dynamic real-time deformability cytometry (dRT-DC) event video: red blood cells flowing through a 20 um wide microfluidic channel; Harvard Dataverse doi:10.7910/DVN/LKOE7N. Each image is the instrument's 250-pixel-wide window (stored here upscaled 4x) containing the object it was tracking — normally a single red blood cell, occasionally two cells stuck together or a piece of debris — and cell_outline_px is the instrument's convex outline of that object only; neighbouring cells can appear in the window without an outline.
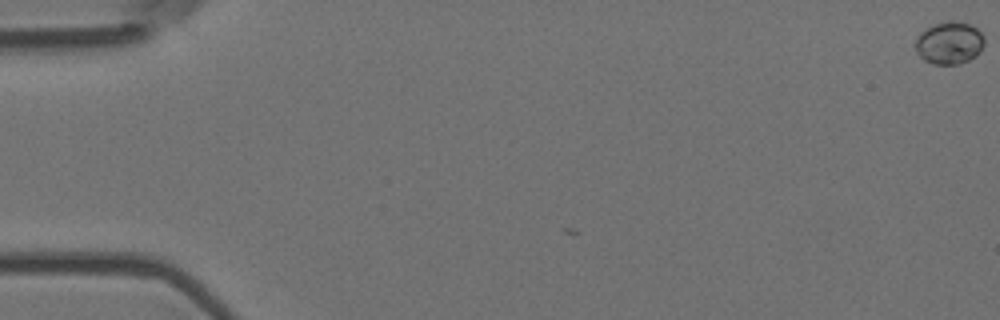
{"species": "Egyptian fruit bat (a non-hibernating species)", "species_latin": "Rousettus aegyptiacus", "temperature_condition": "room temperature", "stored_images_in_passage": 3, "camera_frame_rate_fps": 3000, "um_per_image_px": 0.085, "animal": {"sex": "female"}, "frame": {"image": 1, "passage_image": 1, "time_ms": 0.0, "image_size_px": [1000, 320], "cell_outline_px": [[984, 44], [980, 52], [976, 56], [960, 64], [932, 64], [924, 60], [916, 52], [916, 40], [920, 32], [936, 24], [948, 20], [952, 20], [968, 24], [976, 28], [984, 36]], "centroid_in_image_um": [80.7, 3.66], "position_along_channel_um": 4.3, "area_um2": 16.99}}